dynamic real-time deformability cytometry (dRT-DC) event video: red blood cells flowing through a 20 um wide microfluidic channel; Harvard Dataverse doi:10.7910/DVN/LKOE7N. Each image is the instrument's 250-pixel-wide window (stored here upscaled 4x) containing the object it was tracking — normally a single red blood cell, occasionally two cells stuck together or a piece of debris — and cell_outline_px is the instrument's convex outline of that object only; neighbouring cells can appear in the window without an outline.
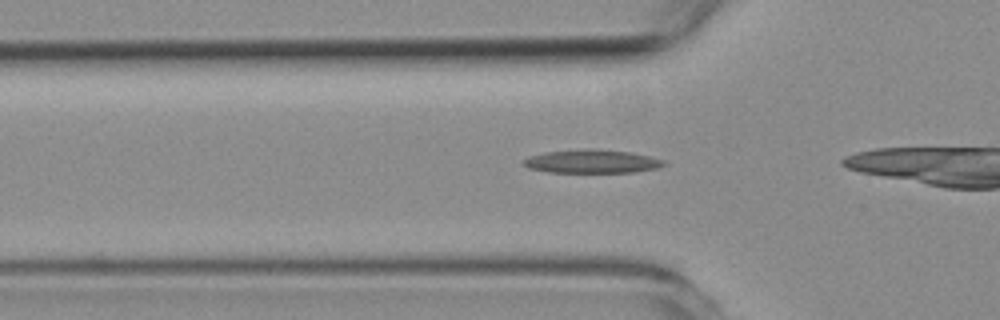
{"species": "common noctule bat (a hibernating species)", "species_latin": "Nyctalus noctula", "temperature_condition": "room temperature", "stored_images_in_passage": 41, "camera_frame_rate_fps": 3000, "um_per_image_px": 0.085, "animal": {"sex": "female", "body_mass_g": 19.3, "forearm_length_mm": 54.1}, "frame": {"image": 1, "passage_image": 14, "time_ms": 4.333, "image_size_px": [1000, 320], "cell_outline_px": [[668, 164], [660, 168], [636, 172], [548, 172], [528, 168], [520, 164], [528, 156], [544, 152], [592, 148], [632, 152], [664, 160]], "centroid_in_image_um": [50.32, 13.72], "position_along_channel_um": 75.5, "area_um2": 19.42}}
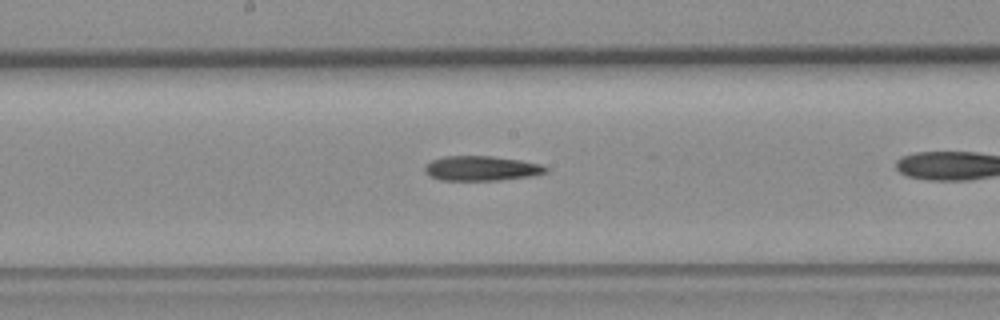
{"frame": {"image": 2, "passage_image": 25, "time_ms": 8.0, "image_size_px": [1000, 320], "cell_outline_px": [[548, 172], [532, 176], [500, 180], [440, 180], [428, 176], [424, 172], [424, 164], [432, 160], [444, 156], [492, 156], [520, 160], [540, 164], [548, 168]], "centroid_in_image_um": [40.88, 14.31], "position_along_channel_um": 207.3, "area_um2": 17.63}}
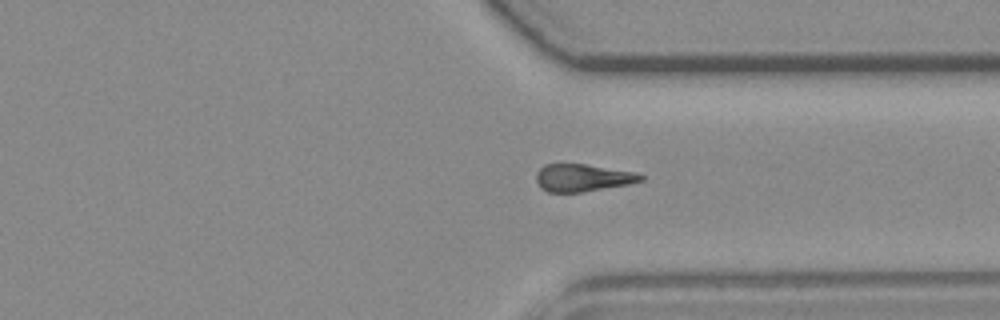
{"frame": {"image": 3, "passage_image": 38, "time_ms": 12.333, "image_size_px": [1000, 320], "cell_outline_px": [[644, 180], [628, 184], [580, 192], [548, 192], [540, 188], [536, 180], [536, 172], [544, 164], [584, 164], [636, 172], [644, 176]], "centroid_in_image_um": [49.5, 15.1], "position_along_channel_um": 361.9, "area_um2": 16.65}}